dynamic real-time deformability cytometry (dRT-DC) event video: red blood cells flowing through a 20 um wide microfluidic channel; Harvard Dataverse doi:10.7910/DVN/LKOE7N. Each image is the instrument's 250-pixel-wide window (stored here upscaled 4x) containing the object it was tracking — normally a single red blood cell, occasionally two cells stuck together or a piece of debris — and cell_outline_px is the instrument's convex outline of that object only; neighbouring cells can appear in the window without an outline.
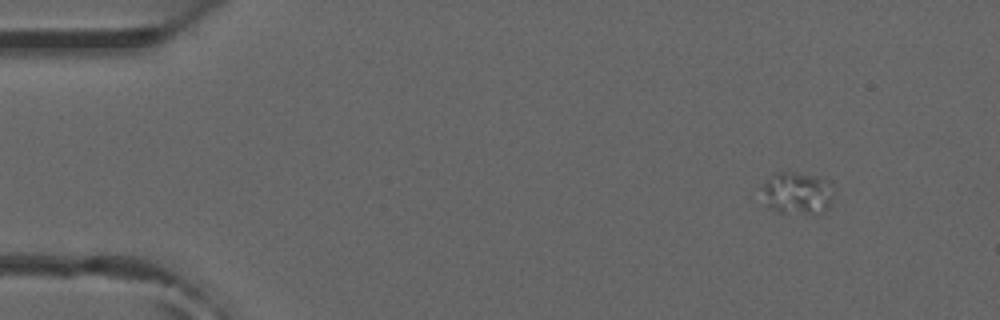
{"species": "common noctule bat (a hibernating species)", "species_latin": "Nyctalus noctula", "temperature_condition": "room temperature", "stored_images_in_passage": 7, "camera_frame_rate_fps": 3000, "um_per_image_px": 0.085, "animal": {"sex": "male", "forearm_length_mm": 52.5}, "frame": {"image": 1, "passage_image": 1, "time_ms": 0.0, "image_size_px": [1000, 320], "cell_outline_px": [[832, 204], [824, 212], [816, 216], [780, 212], [772, 208], [768, 204], [764, 188], [764, 184], [772, 172], [792, 172], [816, 176], [828, 180], [832, 184]], "centroid_in_image_um": [67.86, 16.44], "position_along_channel_um": 17.1, "area_um2": 17.8}}
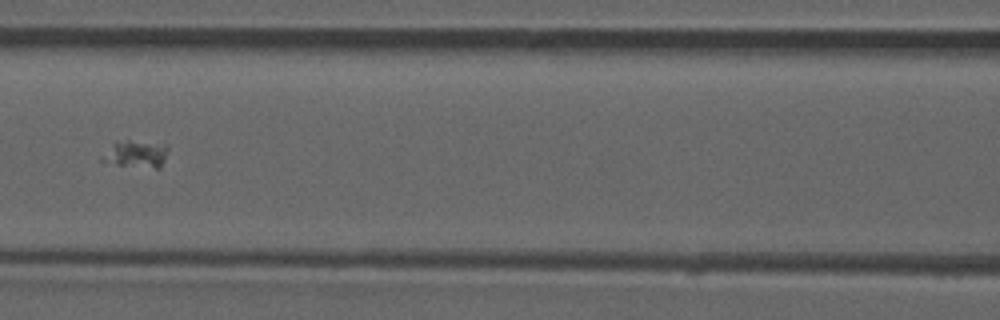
{"frame": {"image": 2, "passage_image": 6, "time_ms": 1.667, "image_size_px": [1000, 320], "cell_outline_px": [[168, 148], [164, 160], [160, 168], [156, 168], [116, 164], [100, 160], [100, 156], [116, 140], [128, 140], [168, 144]], "centroid_in_image_um": [11.55, 13.06], "position_along_channel_um": 155.1, "area_um2": 10.46}}